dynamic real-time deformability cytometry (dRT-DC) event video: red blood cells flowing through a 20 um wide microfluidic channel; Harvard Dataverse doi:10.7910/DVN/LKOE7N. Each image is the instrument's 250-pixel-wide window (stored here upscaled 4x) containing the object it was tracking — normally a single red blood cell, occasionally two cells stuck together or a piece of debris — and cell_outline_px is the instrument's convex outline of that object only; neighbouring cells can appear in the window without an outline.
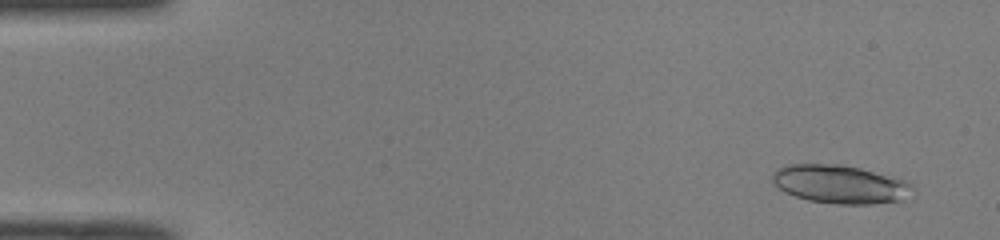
{"species": "common noctule bat (a hibernating species)", "species_latin": "Nyctalus noctula", "temperature_condition": "room temperature", "stored_images_in_passage": 19, "camera_frame_rate_fps": 3000, "um_per_image_px": 0.085, "animal": {"sex": "male", "body_mass_g": 19.0, "forearm_length_mm": 50.8}, "frame": {"image": 1, "passage_image": 3, "time_ms": 0.667, "image_size_px": [1000, 240], "cell_outline_px": [[916, 188], [904, 200], [872, 204], [836, 204], [808, 200], [784, 192], [772, 184], [772, 172], [776, 168], [788, 164], [840, 164], [860, 168], [904, 180], [912, 184]], "centroid_in_image_um": [71.38, 15.66], "position_along_channel_um": 13.6, "area_um2": 31.62}}